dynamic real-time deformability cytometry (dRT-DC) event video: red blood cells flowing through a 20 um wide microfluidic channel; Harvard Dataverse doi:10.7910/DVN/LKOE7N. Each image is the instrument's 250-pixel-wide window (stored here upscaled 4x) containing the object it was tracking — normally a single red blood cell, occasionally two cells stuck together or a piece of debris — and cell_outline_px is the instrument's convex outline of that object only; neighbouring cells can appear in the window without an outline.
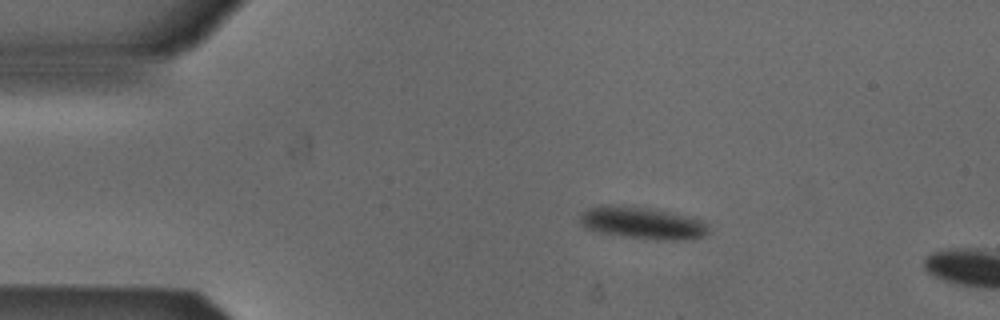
{"species": "Egyptian fruit bat (a non-hibernating species)", "species_latin": "Rousettus aegyptiacus", "temperature_condition": "cold", "stored_images_in_passage": 4, "camera_frame_rate_fps": 3000, "um_per_image_px": 0.085, "animal": {"sex": "male"}, "frame": {"image": 1, "passage_image": 1, "time_ms": 0.0, "image_size_px": [1000, 320], "cell_outline_px": [[708, 232], [704, 236], [692, 240], [656, 240], [624, 236], [600, 232], [584, 228], [580, 224], [580, 212], [588, 208], [600, 204], [620, 204], [652, 208], [692, 216], [708, 224]], "centroid_in_image_um": [54.6, 18.93], "position_along_channel_um": 30.4, "area_um2": 24.74}}